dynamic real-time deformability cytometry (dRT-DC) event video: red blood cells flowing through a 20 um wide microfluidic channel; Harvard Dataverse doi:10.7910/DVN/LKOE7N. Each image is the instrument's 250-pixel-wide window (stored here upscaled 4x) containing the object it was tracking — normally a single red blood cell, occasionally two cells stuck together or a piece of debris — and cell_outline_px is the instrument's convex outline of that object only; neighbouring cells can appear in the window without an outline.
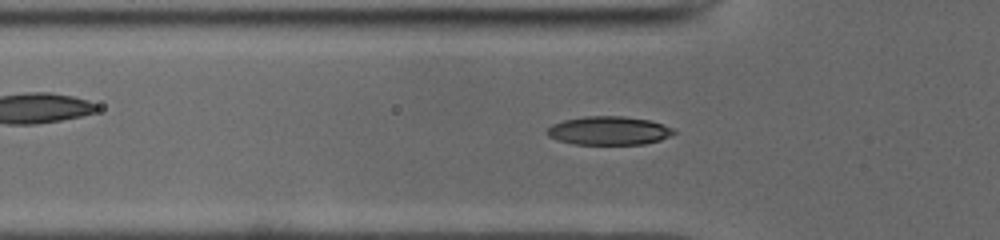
{"species": "common noctule bat (a hibernating species)", "species_latin": "Nyctalus noctula", "temperature_condition": "cold", "stored_images_in_passage": 29, "camera_frame_rate_fps": 3000, "um_per_image_px": 0.085, "animal": {"sex": "male", "body_mass_g": 19.0, "forearm_length_mm": 50.8}, "frame": {"image": 1, "passage_image": 3, "time_ms": 0.667, "image_size_px": [1000, 240], "cell_outline_px": [[676, 132], [660, 140], [644, 144], [572, 144], [556, 140], [548, 136], [544, 132], [552, 124], [564, 120], [584, 116], [624, 116], [648, 120], [664, 124], [676, 128]], "centroid_in_image_um": [51.74, 11.1], "position_along_channel_um": 74.1, "area_um2": 21.27}}
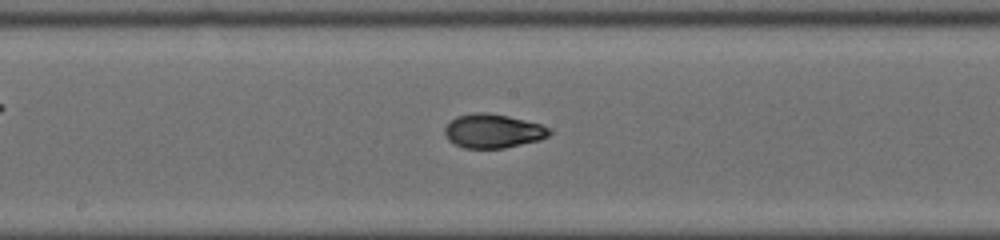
{"frame": {"image": 2, "passage_image": 13, "time_ms": 4.0, "image_size_px": [1000, 240], "cell_outline_px": [[552, 132], [548, 136], [540, 140], [504, 148], [464, 148], [448, 140], [444, 132], [444, 128], [456, 116], [472, 112], [488, 112], [508, 116], [540, 124], [552, 128]], "centroid_in_image_um": [41.91, 11.13], "position_along_channel_um": 206.3, "area_um2": 20.81}}
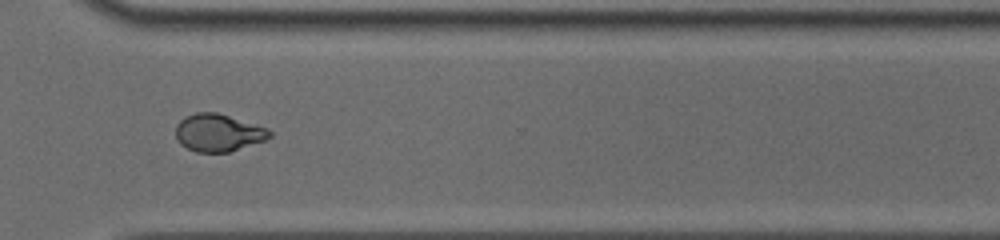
{"frame": {"image": 3, "passage_image": 24, "time_ms": 7.667, "image_size_px": [1000, 240], "cell_outline_px": [[272, 136], [264, 140], [228, 152], [196, 152], [180, 144], [176, 136], [176, 124], [184, 116], [196, 112], [216, 112], [268, 128], [272, 132]], "centroid_in_image_um": [18.53, 11.27], "position_along_channel_um": 352.1, "area_um2": 20.4}}